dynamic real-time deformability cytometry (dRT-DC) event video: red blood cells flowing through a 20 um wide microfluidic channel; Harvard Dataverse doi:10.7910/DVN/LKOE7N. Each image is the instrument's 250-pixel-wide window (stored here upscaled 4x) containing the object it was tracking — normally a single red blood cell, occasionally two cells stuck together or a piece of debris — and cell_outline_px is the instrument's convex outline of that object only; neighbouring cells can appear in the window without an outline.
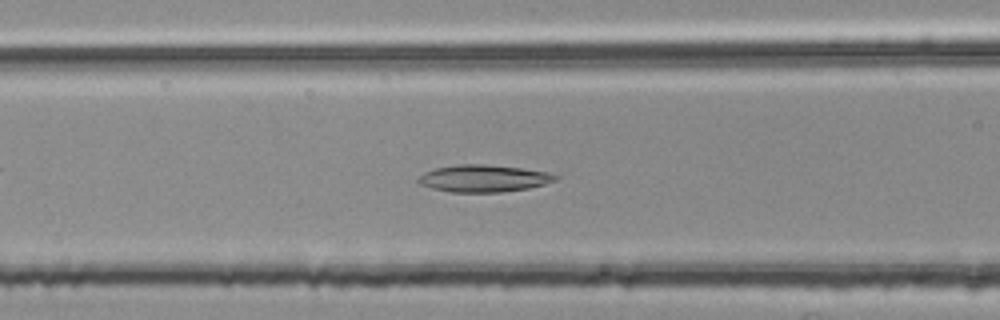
{"species": "common noctule bat (a hibernating species)", "species_latin": "Nyctalus noctula", "temperature_condition": "room temperature", "stored_images_in_passage": 49, "camera_frame_rate_fps": 3000, "um_per_image_px": 0.085, "animal": {"sex": "female", "body_mass_g": 25.1}, "frame": {"image": 1, "passage_image": 19, "time_ms": 6.0, "image_size_px": [1000, 320], "cell_outline_px": [[560, 176], [556, 180], [544, 184], [528, 188], [500, 192], [452, 192], [432, 188], [420, 184], [416, 180], [424, 172], [436, 168], [460, 164], [484, 164], [524, 168], [544, 172]], "centroid_in_image_um": [41.1, 15.16], "position_along_channel_um": 125.5, "area_um2": 21.5}}
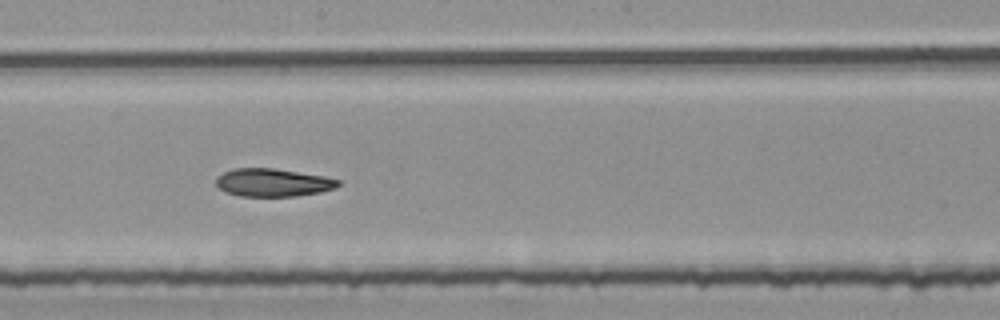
{"frame": {"image": 2, "passage_image": 27, "time_ms": 8.667, "image_size_px": [1000, 320], "cell_outline_px": [[340, 184], [336, 188], [320, 192], [296, 196], [240, 196], [224, 192], [216, 184], [216, 176], [232, 168], [272, 168], [324, 176], [340, 180]], "centroid_in_image_um": [23.18, 15.52], "position_along_channel_um": 225.0, "area_um2": 19.94}}
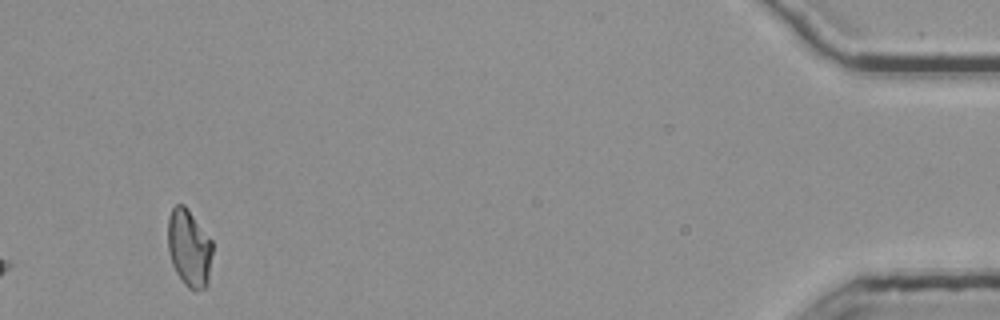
{"frame": {"image": 3, "passage_image": 49, "time_ms": 16.0, "image_size_px": [1000, 320], "cell_outline_px": [[212, 252], [208, 284], [204, 288], [196, 292], [192, 292], [184, 284], [176, 272], [172, 264], [168, 248], [168, 216], [172, 208], [176, 204], [184, 204], [212, 240]], "centroid_in_image_um": [16.08, 21.11], "position_along_channel_um": 419.1, "area_um2": 20.29}}